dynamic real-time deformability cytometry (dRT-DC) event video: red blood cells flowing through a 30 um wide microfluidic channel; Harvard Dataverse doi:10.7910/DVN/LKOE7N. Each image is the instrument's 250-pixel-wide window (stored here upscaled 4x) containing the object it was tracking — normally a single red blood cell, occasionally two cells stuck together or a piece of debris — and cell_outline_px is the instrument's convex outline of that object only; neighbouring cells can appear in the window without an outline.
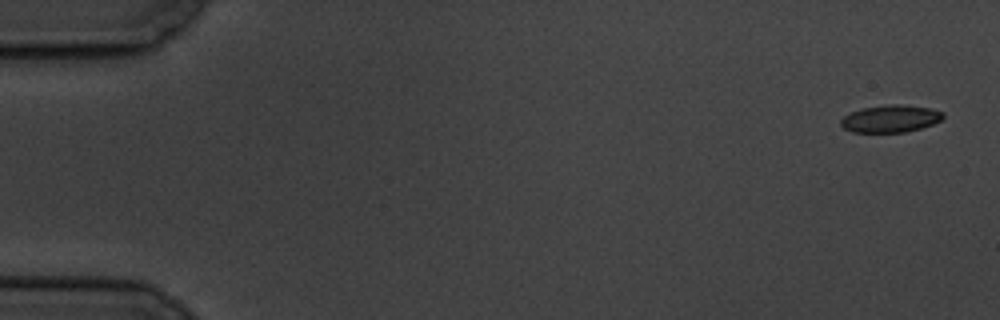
{"species": "common noctule bat (a hibernating species)", "species_latin": "Nyctalus noctula", "temperature_condition": "cold", "stored_images_in_passage": 4, "camera_frame_rate_fps": 3000, "um_per_image_px": 0.085, "animal": {"sex": "male", "body_mass_g": 19.5, "forearm_length_mm": 54.6}, "frame": {"image": 1, "passage_image": 1, "time_ms": 0.0, "image_size_px": [1000, 320], "cell_outline_px": [[944, 116], [940, 120], [932, 124], [920, 128], [904, 132], [852, 132], [844, 128], [840, 124], [840, 120], [844, 116], [860, 108], [888, 104], [900, 104], [928, 108], [944, 112]], "centroid_in_image_um": [75.67, 10.08], "position_along_channel_um": 9.3, "area_um2": 16.18}}